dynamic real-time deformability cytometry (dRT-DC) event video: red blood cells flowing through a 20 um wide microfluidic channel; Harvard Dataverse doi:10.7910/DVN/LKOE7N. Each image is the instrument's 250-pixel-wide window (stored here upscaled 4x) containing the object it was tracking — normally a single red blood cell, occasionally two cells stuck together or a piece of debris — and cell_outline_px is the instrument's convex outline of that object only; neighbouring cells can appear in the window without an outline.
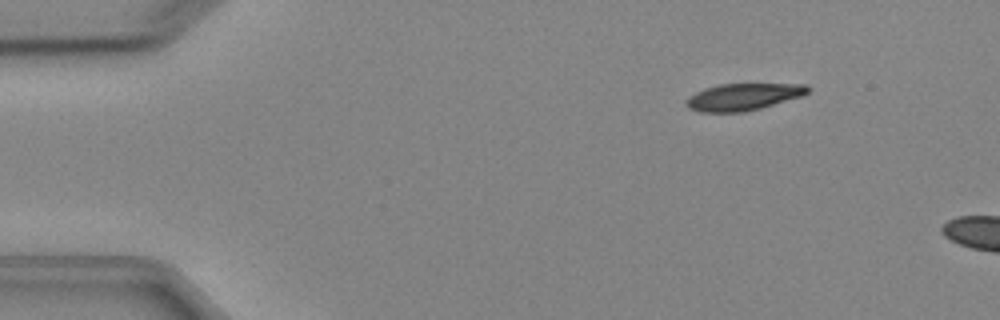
{"species": "Egyptian fruit bat (a non-hibernating species)", "species_latin": "Rousettus aegyptiacus", "temperature_condition": "cold", "stored_images_in_passage": 4, "camera_frame_rate_fps": 3000, "um_per_image_px": 0.085, "animal": {"sex": "female"}, "frame": {"image": 1, "passage_image": 2, "time_ms": 2.0, "image_size_px": [1000, 320], "cell_outline_px": [[808, 92], [804, 96], [760, 108], [744, 112], [700, 112], [688, 108], [684, 104], [684, 100], [688, 96], [704, 88], [720, 84], [808, 84]], "centroid_in_image_um": [63.14, 8.23], "position_along_channel_um": 21.9, "area_um2": 19.25}}